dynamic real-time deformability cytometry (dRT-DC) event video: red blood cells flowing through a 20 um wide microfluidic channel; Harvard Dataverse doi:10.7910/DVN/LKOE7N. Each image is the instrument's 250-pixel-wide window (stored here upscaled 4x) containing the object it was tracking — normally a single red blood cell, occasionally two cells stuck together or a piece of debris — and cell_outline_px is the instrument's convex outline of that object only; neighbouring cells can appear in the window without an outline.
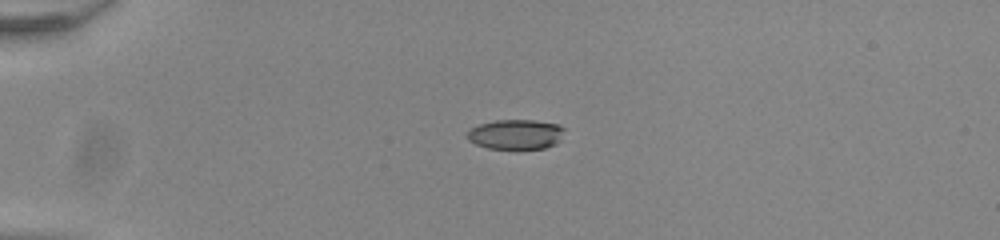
{"species": "common noctule bat (a hibernating species)", "species_latin": "Nyctalus noctula", "temperature_condition": "room temperature", "stored_images_in_passage": 40, "camera_frame_rate_fps": 3000, "um_per_image_px": 0.085, "animal": {"sex": "male", "body_mass_g": 20.0, "forearm_length_mm": 53.3}, "frame": {"image": 1, "passage_image": 1, "time_ms": 0.0, "image_size_px": [1000, 240], "cell_outline_px": [[560, 128], [548, 144], [540, 148], [496, 148], [484, 144], [476, 128], [488, 124], [552, 124]], "centroid_in_image_um": [43.98, 11.5], "position_along_channel_um": 41.0, "area_um2": 12.25}}
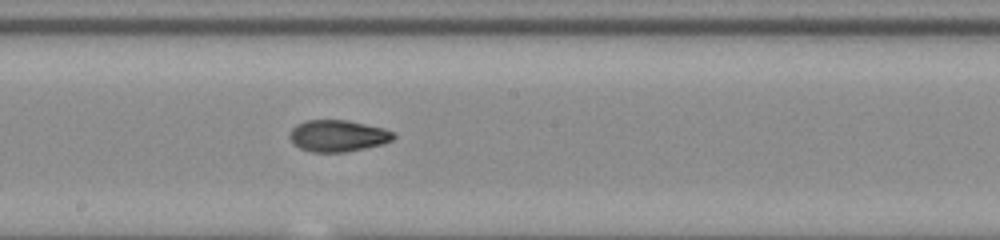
{"frame": {"image": 2, "passage_image": 18, "time_ms": 5.667, "image_size_px": [1000, 240], "cell_outline_px": [[392, 136], [388, 140], [372, 144], [352, 148], [312, 148], [300, 144], [296, 140], [296, 132], [304, 124], [328, 120], [356, 124], [376, 128], [388, 132]], "centroid_in_image_um": [28.82, 11.48], "position_along_channel_um": 219.4, "area_um2": 14.45}}
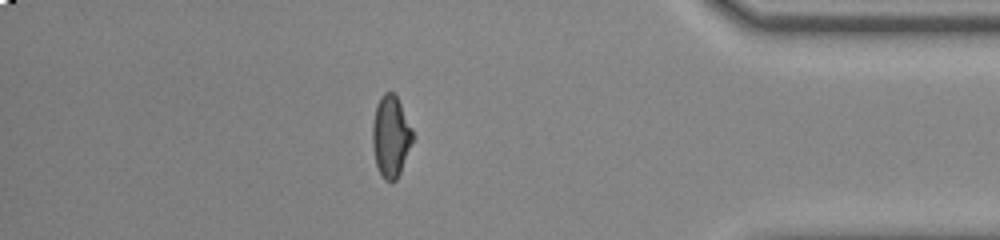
{"frame": {"image": 3, "passage_image": 34, "time_ms": 11.0, "image_size_px": [1000, 240], "cell_outline_px": [[412, 140], [400, 168], [396, 176], [392, 180], [384, 176], [380, 168], [376, 156], [376, 112], [384, 96], [392, 96], [396, 100], [412, 132]], "centroid_in_image_um": [33.28, 11.64], "position_along_channel_um": 401.9, "area_um2": 15.61}, "authors_computed_cell_mechanics": {"area_um2": 14.3633, "velocity_mm_per_s": 3.9588, "shape_relaxation_time_tau1_ms": null, "shape_relaxation_time_tau2_ms": 5.283, "deformation_change_tau1": null, "deformation_change_tau2": 0.0667}}